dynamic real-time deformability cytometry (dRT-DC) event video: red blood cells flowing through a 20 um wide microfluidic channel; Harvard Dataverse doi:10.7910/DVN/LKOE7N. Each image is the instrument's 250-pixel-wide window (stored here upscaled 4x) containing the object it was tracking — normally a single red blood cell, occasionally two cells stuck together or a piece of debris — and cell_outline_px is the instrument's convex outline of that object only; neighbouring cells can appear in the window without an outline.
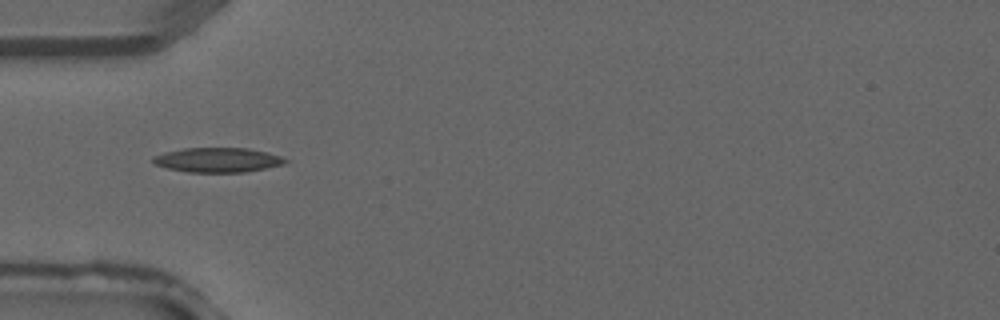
{"species": "common noctule bat (a hibernating species)", "species_latin": "Nyctalus noctula", "temperature_condition": "warm", "stored_images_in_passage": 2, "camera_frame_rate_fps": 3000, "um_per_image_px": 0.085, "animal": {"sex": "male", "forearm_length_mm": 52.5}, "frame": {"image": 1, "passage_image": 1, "time_ms": 0.0, "image_size_px": [1000, 320], "cell_outline_px": [[288, 160], [284, 164], [244, 172], [188, 172], [168, 168], [156, 164], [152, 160], [152, 156], [164, 152], [184, 148], [248, 148], [280, 156]], "centroid_in_image_um": [18.47, 13.59], "position_along_channel_um": 66.5, "area_um2": 18.73}}
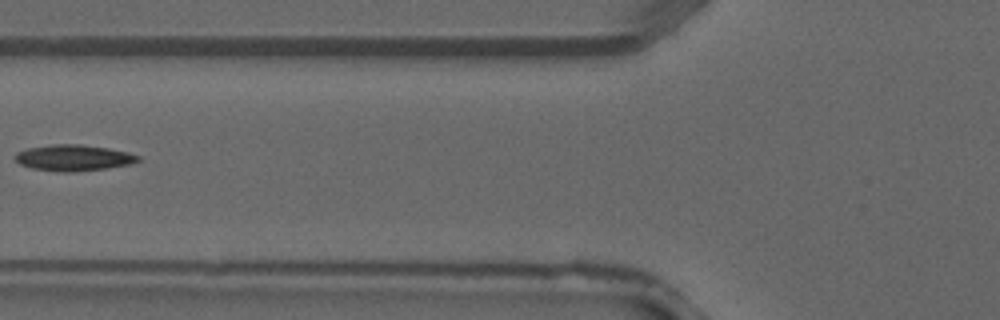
{"frame": {"image": 2, "passage_image": 2, "time_ms": 0.333, "image_size_px": [1000, 320], "cell_outline_px": [[140, 160], [128, 164], [108, 168], [68, 172], [64, 172], [32, 168], [20, 164], [16, 160], [16, 152], [28, 148], [52, 144], [80, 144], [108, 148], [128, 152], [140, 156]], "centroid_in_image_um": [6.25, 13.4], "position_along_channel_um": 119.5, "area_um2": 18.5}}